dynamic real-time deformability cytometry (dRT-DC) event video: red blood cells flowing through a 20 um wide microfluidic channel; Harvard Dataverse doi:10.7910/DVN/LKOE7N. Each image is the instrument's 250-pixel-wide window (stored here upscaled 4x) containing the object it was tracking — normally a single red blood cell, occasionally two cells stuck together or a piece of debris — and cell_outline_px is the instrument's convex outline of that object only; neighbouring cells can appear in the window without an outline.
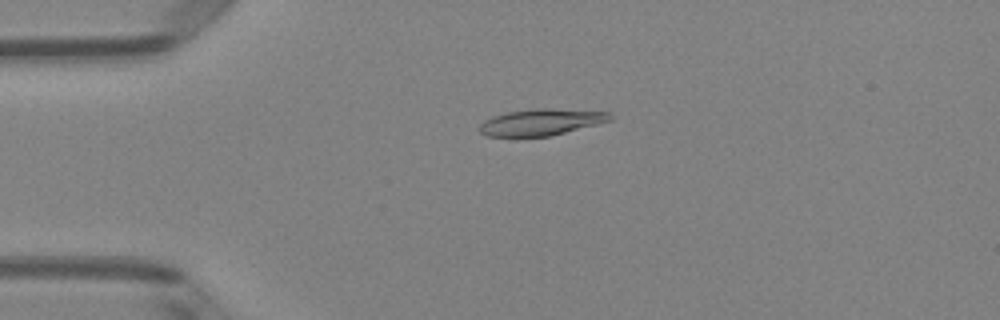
{"species": "Egyptian fruit bat (a non-hibernating species)", "species_latin": "Rousettus aegyptiacus", "temperature_condition": "room temperature", "stored_images_in_passage": 51, "camera_frame_rate_fps": 3000, "um_per_image_px": 0.085, "animal": {"sex": "female"}, "frame": {"image": 1, "passage_image": 12, "time_ms": 3.667, "image_size_px": [1000, 320], "cell_outline_px": [[612, 120], [548, 136], [488, 136], [480, 132], [480, 124], [484, 120], [492, 116], [508, 112], [536, 108], [548, 108], [608, 112], [612, 116]], "centroid_in_image_um": [45.97, 10.37], "position_along_channel_um": 39.0, "area_um2": 19.77}}
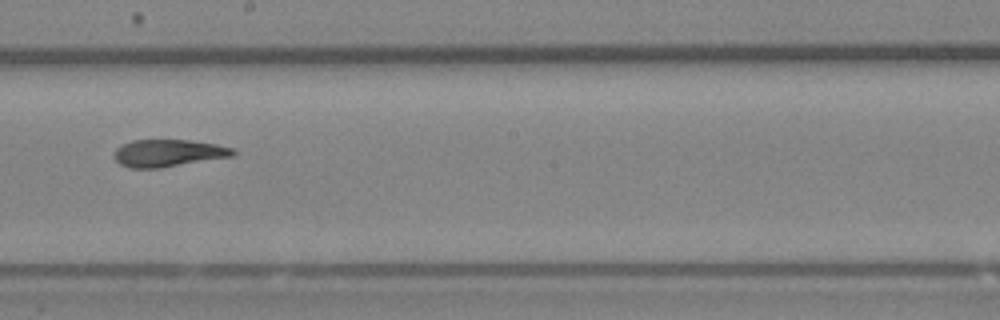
{"frame": {"image": 2, "passage_image": 29, "time_ms": 9.333, "image_size_px": [1000, 320], "cell_outline_px": [[236, 152], [232, 156], [160, 168], [128, 168], [120, 164], [112, 156], [116, 148], [132, 140], [188, 140], [216, 144], [236, 148]], "centroid_in_image_um": [14.29, 13.01], "position_along_channel_um": 233.9, "area_um2": 18.9}}
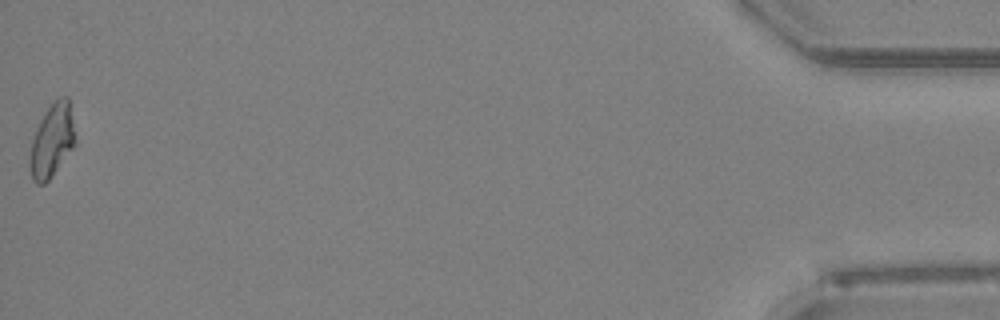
{"frame": {"image": 3, "passage_image": 51, "time_ms": 16.667, "image_size_px": [1000, 320], "cell_outline_px": [[76, 144], [48, 180], [44, 184], [36, 184], [32, 180], [28, 164], [28, 160], [32, 140], [36, 128], [40, 120], [48, 108], [60, 96], [68, 96]], "centroid_in_image_um": [4.39, 11.99], "position_along_channel_um": 430.8, "area_um2": 19.19}, "authors_computed_cell_mechanics": {"area_um2": 19.5364, "velocity_mm_per_s": 3.9969, "shape_relaxation_time_tau1_ms": 7.1105, "shape_relaxation_time_tau2_ms": 2.307, "deformation_change_tau1": 0.2123, "deformation_change_tau2": 0.0861}}